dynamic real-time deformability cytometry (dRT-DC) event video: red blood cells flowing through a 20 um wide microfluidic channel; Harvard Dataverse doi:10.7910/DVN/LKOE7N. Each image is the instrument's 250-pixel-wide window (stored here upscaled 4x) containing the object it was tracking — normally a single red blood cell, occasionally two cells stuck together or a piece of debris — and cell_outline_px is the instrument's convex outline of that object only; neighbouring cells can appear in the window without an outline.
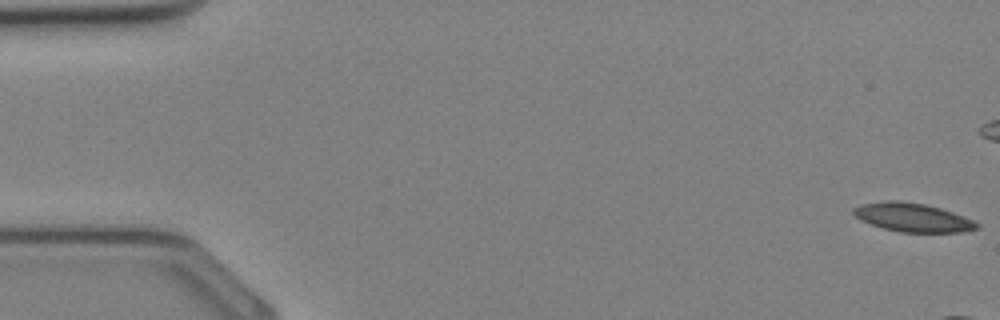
{"species": "Egyptian fruit bat (a non-hibernating species)", "species_latin": "Rousettus aegyptiacus", "temperature_condition": "cold", "stored_images_in_passage": 7, "camera_frame_rate_fps": 3000, "um_per_image_px": 0.085, "animal": {"sex": "female"}, "frame": {"image": 1, "passage_image": 1, "time_ms": 0.0, "image_size_px": [1000, 320], "cell_outline_px": [[980, 228], [964, 232], [900, 232], [884, 228], [872, 224], [856, 216], [852, 212], [852, 208], [860, 204], [888, 200], [896, 200], [924, 204], [940, 208], [952, 212], [972, 220], [980, 224]], "centroid_in_image_um": [77.59, 18.48], "position_along_channel_um": 7.4, "area_um2": 20.4}}